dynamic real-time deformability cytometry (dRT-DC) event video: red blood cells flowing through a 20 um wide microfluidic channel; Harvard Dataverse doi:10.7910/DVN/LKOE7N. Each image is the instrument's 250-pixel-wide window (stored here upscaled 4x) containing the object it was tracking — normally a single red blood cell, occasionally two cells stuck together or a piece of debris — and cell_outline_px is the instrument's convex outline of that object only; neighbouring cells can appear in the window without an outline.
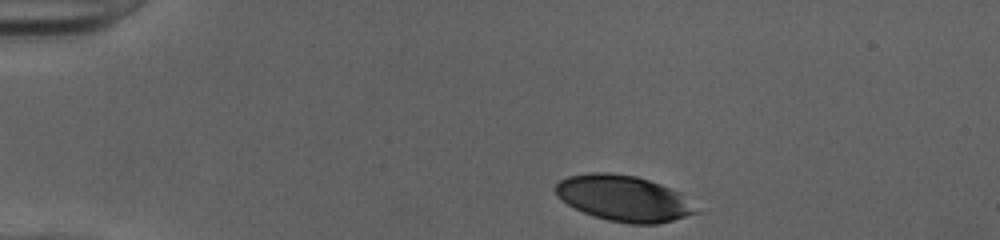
{"species": "human", "species_latin": "Homo sapiens", "temperature_condition": "cold", "stored_images_in_passage": 35, "camera_frame_rate_fps": 3000, "um_per_image_px": 0.085, "donor": {"sex": "female"}, "frame": {"image": 1, "passage_image": 1, "time_ms": 0.0, "image_size_px": [1000, 240], "cell_outline_px": [[700, 212], [672, 220], [656, 224], [628, 224], [608, 220], [584, 212], [560, 200], [556, 196], [556, 184], [560, 180], [568, 176], [592, 172], [604, 172], [636, 176], [672, 188], [680, 192]], "centroid_in_image_um": [53.01, 16.85], "position_along_channel_um": 32.0, "area_um2": 37.28}}
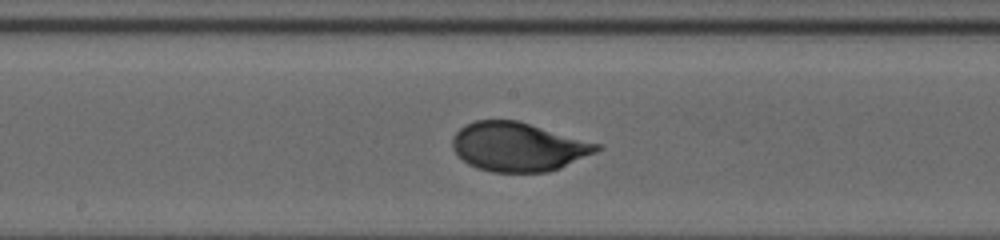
{"frame": {"image": 2, "passage_image": 19, "time_ms": 6.0, "image_size_px": [1000, 240], "cell_outline_px": [[604, 148], [596, 152], [560, 168], [548, 172], [492, 172], [476, 168], [468, 164], [452, 148], [452, 136], [464, 124], [476, 120], [516, 120], [604, 144]], "centroid_in_image_um": [44.08, 12.47], "position_along_channel_um": 204.1, "area_um2": 41.44}}
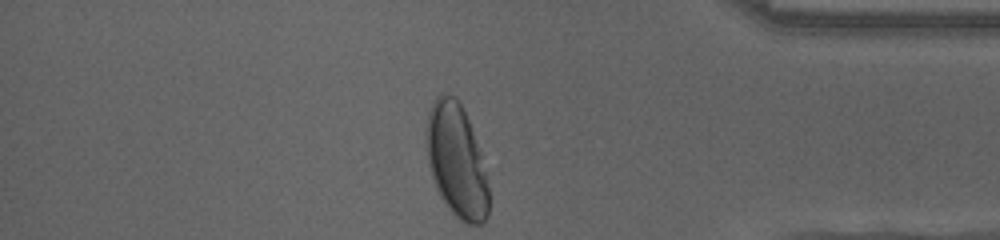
{"frame": {"image": 3, "passage_image": 35, "time_ms": 11.333, "image_size_px": [1000, 240], "cell_outline_px": [[488, 216], [480, 224], [468, 224], [460, 220], [448, 208], [440, 196], [436, 188], [428, 164], [424, 136], [424, 132], [428, 112], [432, 100], [436, 96], [444, 92], [456, 96], [468, 120], [480, 152], [488, 188]], "centroid_in_image_um": [38.75, 13.62], "position_along_channel_um": 396.5, "area_um2": 41.27}, "authors_computed_cell_mechanics": {"area_um2": 41.0958, "velocity_mm_per_s": 4.007, "shape_relaxation_time_tau1_ms": 3.4504, "shape_relaxation_time_tau2_ms": null, "deformation_change_tau1": 0.1729, "deformation_change_tau2": null}}